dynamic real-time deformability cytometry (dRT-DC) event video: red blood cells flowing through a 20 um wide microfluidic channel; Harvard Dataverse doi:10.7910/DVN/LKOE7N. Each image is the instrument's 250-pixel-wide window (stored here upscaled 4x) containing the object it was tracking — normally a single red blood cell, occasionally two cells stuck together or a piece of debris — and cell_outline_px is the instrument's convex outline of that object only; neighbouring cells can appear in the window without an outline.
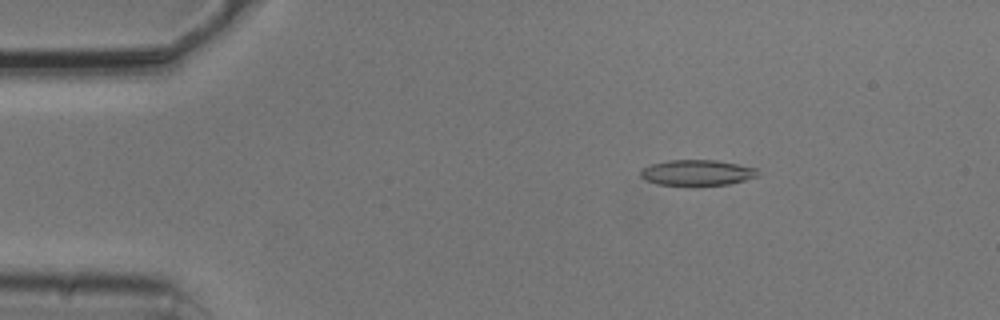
{"species": "common noctule bat (a hibernating species)", "species_latin": "Nyctalus noctula", "temperature_condition": "cold", "stored_images_in_passage": 48, "camera_frame_rate_fps": 3000, "um_per_image_px": 0.085, "animal": {"sex": "male", "body_mass_g": 20.5, "forearm_length_mm": 52.5}, "frame": {"image": 1, "passage_image": 3, "time_ms": 0.667, "image_size_px": [1000, 320], "cell_outline_px": [[760, 176], [728, 184], [656, 184], [644, 180], [640, 176], [640, 172], [644, 168], [652, 164], [668, 160], [716, 160], [756, 168], [760, 172]], "centroid_in_image_um": [59.26, 14.66], "position_along_channel_um": 25.7, "area_um2": 17.22}}
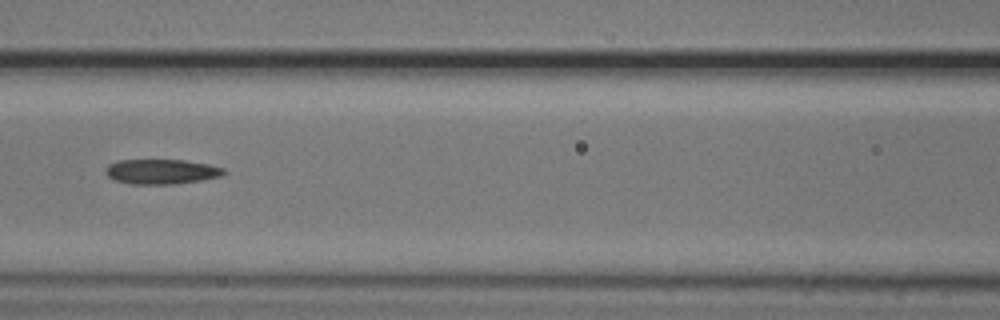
{"frame": {"image": 2, "passage_image": 18, "time_ms": 5.667, "image_size_px": [1000, 320], "cell_outline_px": [[228, 172], [220, 176], [200, 180], [172, 184], [132, 184], [112, 180], [104, 172], [104, 168], [108, 164], [116, 160], [184, 160], [208, 164], [224, 168]], "centroid_in_image_um": [13.67, 14.58], "position_along_channel_um": 152.9, "area_um2": 17.28}}
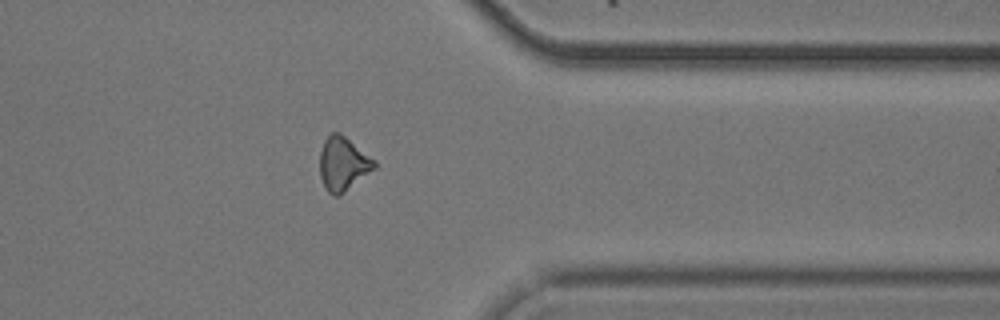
{"frame": {"image": 3, "passage_image": 37, "time_ms": 12.0, "image_size_px": [1000, 320], "cell_outline_px": [[376, 168], [344, 192], [336, 196], [332, 196], [324, 188], [320, 176], [320, 152], [324, 140], [332, 132], [340, 132], [376, 160]], "centroid_in_image_um": [29.16, 13.92], "position_along_channel_um": 382.2, "area_um2": 17.17}, "authors_computed_cell_mechanics": {"area_um2": 17.34, "velocity_mm_per_s": 3.7669, "shape_relaxation_time_tau1_ms": 5.5452, "shape_relaxation_time_tau2_ms": 8.0733, "deformation_change_tau1": 0.1192, "deformation_change_tau2": 0.1946}}